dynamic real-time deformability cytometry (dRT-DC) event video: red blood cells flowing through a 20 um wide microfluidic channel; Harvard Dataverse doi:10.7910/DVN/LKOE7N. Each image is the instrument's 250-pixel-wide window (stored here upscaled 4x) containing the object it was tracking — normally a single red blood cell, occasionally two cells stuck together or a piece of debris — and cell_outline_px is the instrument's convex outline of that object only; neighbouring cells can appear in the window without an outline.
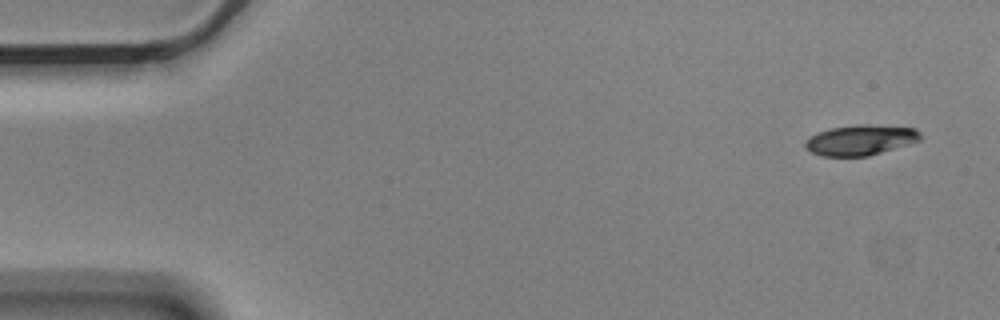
{"species": "Egyptian fruit bat (a non-hibernating species)", "species_latin": "Rousettus aegyptiacus", "temperature_condition": "cold", "stored_images_in_passage": 8, "camera_frame_rate_fps": 3000, "um_per_image_px": 0.085, "animal": {"sex": "male"}, "frame": {"image": 1, "passage_image": 1, "time_ms": 0.0, "image_size_px": [1000, 320], "cell_outline_px": [[920, 140], [868, 156], [820, 156], [812, 152], [804, 144], [804, 140], [808, 136], [832, 128], [856, 124], [864, 124], [916, 128], [920, 132]], "centroid_in_image_um": [73.11, 11.9], "position_along_channel_um": 11.9, "area_um2": 20.17}}
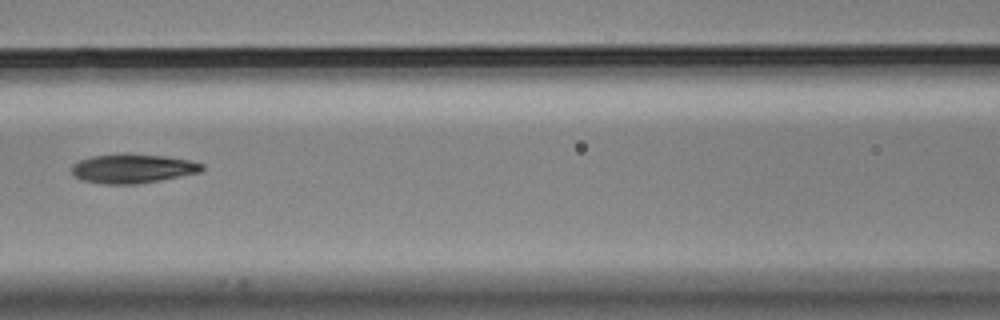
{"frame": {"image": 2, "passage_image": 7, "time_ms": 2.0, "image_size_px": [1000, 320], "cell_outline_px": [[204, 168], [200, 172], [136, 184], [104, 184], [84, 180], [76, 176], [72, 172], [72, 164], [80, 160], [92, 156], [164, 156], [188, 160], [204, 164]], "centroid_in_image_um": [11.28, 14.36], "position_along_channel_um": 155.3, "area_um2": 21.04}}
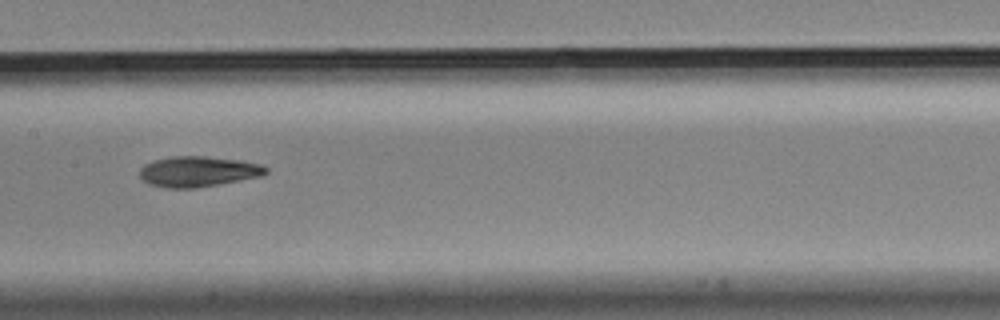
{"frame": {"image": 3, "passage_image": 8, "time_ms": 2.333, "image_size_px": [1000, 320], "cell_outline_px": [[268, 172], [260, 176], [196, 188], [168, 188], [148, 184], [140, 176], [140, 168], [144, 164], [152, 160], [172, 156], [204, 156], [240, 160], [260, 164], [268, 168]], "centroid_in_image_um": [16.81, 14.57], "position_along_channel_um": 190.6, "area_um2": 22.37}}